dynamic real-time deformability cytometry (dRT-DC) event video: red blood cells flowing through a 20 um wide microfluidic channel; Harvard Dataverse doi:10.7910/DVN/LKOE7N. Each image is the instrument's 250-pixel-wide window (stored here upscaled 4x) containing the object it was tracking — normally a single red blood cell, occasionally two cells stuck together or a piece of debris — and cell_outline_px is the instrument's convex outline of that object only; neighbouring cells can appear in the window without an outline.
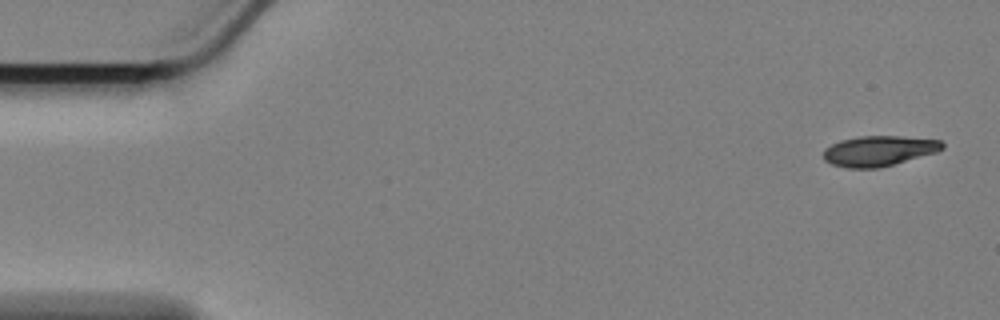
{"species": "Egyptian fruit bat (a non-hibernating species)", "species_latin": "Rousettus aegyptiacus", "temperature_condition": "cold", "stored_images_in_passage": 8, "camera_frame_rate_fps": 3000, "um_per_image_px": 0.085, "animal": {"sex": "female"}, "frame": {"image": 1, "passage_image": 1, "time_ms": 0.0, "image_size_px": [1000, 320], "cell_outline_px": [[944, 148], [936, 152], [880, 168], [848, 168], [832, 164], [824, 160], [824, 148], [840, 140], [860, 136], [900, 136], [940, 140], [944, 144]], "centroid_in_image_um": [74.69, 12.82], "position_along_channel_um": 10.3, "area_um2": 20.92}}